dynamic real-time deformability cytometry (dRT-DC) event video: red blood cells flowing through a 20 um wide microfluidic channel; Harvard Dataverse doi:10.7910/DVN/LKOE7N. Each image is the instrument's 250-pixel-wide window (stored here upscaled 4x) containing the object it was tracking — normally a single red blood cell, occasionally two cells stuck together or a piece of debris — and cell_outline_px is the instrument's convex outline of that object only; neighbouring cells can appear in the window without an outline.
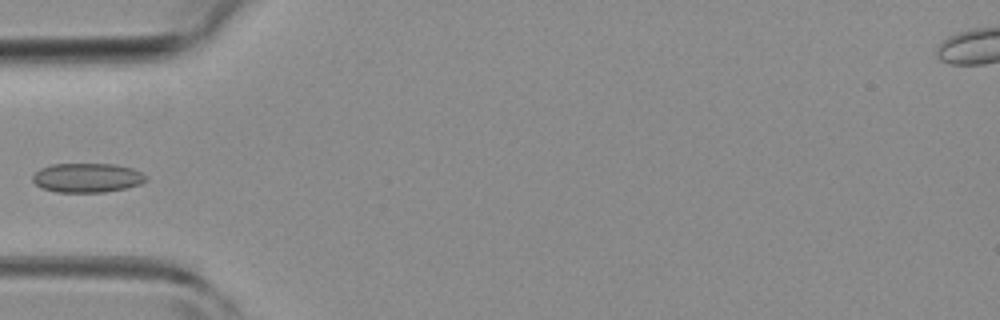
{"species": "common noctule bat (a hibernating species)", "species_latin": "Nyctalus noctula", "temperature_condition": "room temperature", "stored_images_in_passage": 4, "camera_frame_rate_fps": 3000, "um_per_image_px": 0.085, "animal": {"sex": "female", "body_mass_g": 19.3, "forearm_length_mm": 54.1}, "frame": {"image": 1, "passage_image": 4, "time_ms": 3.333, "image_size_px": [1000, 320], "cell_outline_px": [[148, 180], [140, 184], [124, 188], [104, 192], [56, 192], [44, 188], [36, 184], [32, 180], [32, 176], [40, 168], [52, 164], [116, 164], [132, 168], [148, 176]], "centroid_in_image_um": [7.43, 15.1], "position_along_channel_um": 77.6, "area_um2": 19.31}}